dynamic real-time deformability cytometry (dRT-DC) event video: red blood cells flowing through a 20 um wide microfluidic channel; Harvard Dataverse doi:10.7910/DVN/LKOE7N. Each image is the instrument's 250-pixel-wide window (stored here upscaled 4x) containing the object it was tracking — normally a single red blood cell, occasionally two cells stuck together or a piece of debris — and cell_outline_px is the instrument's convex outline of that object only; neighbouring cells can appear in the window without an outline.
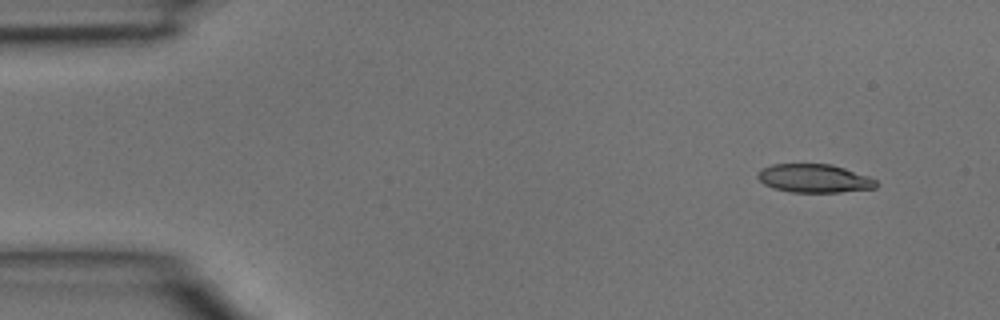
{"species": "common noctule bat (a hibernating species)", "species_latin": "Nyctalus noctula", "temperature_condition": "room temperature", "stored_images_in_passage": 3, "camera_frame_rate_fps": 3000, "um_per_image_px": 0.085, "animal": {"sex": "male", "body_mass_g": 15.6}, "frame": {"image": 1, "passage_image": 1, "time_ms": 0.0, "image_size_px": [1000, 320], "cell_outline_px": [[876, 188], [840, 192], [792, 192], [772, 188], [764, 184], [756, 176], [756, 172], [760, 168], [772, 164], [832, 164], [868, 176], [876, 180]], "centroid_in_image_um": [69.16, 15.16], "position_along_channel_um": 15.8, "area_um2": 19.71}}
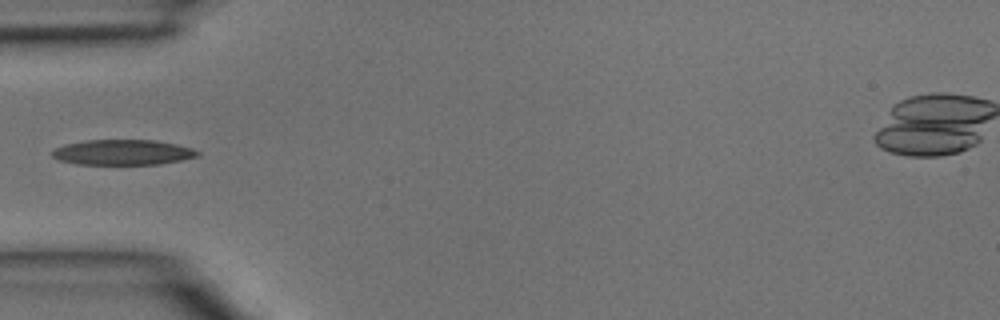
{"frame": {"image": 2, "passage_image": 3, "time_ms": 0.667, "image_size_px": [1000, 320], "cell_outline_px": [[200, 156], [160, 164], [76, 164], [60, 160], [52, 156], [52, 152], [56, 148], [64, 144], [88, 140], [156, 140], [176, 144], [192, 148], [200, 152]], "centroid_in_image_um": [10.46, 12.94], "position_along_channel_um": 74.5, "area_um2": 21.39}}